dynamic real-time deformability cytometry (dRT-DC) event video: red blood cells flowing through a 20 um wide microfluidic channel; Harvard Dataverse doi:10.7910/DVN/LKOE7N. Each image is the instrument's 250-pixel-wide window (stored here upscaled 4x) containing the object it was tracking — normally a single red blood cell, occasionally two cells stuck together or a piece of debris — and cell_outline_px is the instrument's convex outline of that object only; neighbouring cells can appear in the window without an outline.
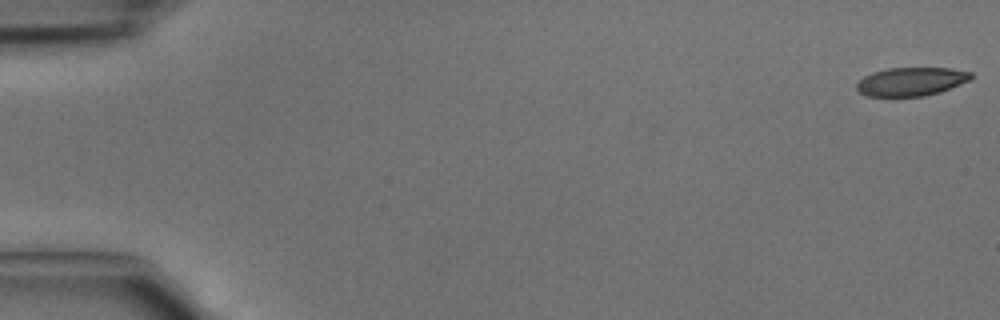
{"species": "common noctule bat (a hibernating species)", "species_latin": "Nyctalus noctula", "temperature_condition": "cold", "stored_images_in_passage": 6, "camera_frame_rate_fps": 3000, "um_per_image_px": 0.085, "animal": {"sex": "male", "body_mass_g": 15.6}, "frame": {"image": 1, "passage_image": 1, "time_ms": 0.0, "image_size_px": [1000, 320], "cell_outline_px": [[972, 80], [940, 92], [924, 96], [868, 96], [860, 92], [856, 88], [856, 84], [864, 76], [872, 72], [888, 68], [952, 68], [972, 72]], "centroid_in_image_um": [77.48, 6.93], "position_along_channel_um": 7.5, "area_um2": 19.07}}
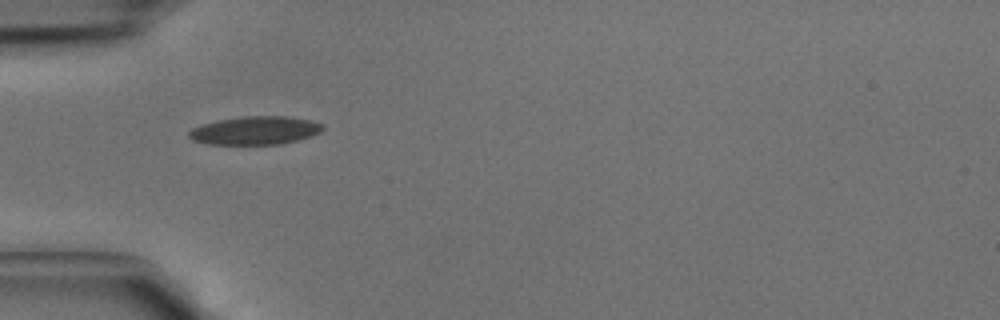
{"frame": {"image": 2, "passage_image": 4, "time_ms": 1.0, "image_size_px": [1000, 320], "cell_outline_px": [[324, 128], [320, 132], [312, 136], [280, 144], [208, 144], [192, 140], [188, 136], [188, 132], [192, 128], [200, 124], [240, 116], [288, 116], [308, 120], [324, 124]], "centroid_in_image_um": [21.67, 11.08], "position_along_channel_um": 63.3, "area_um2": 22.08}}
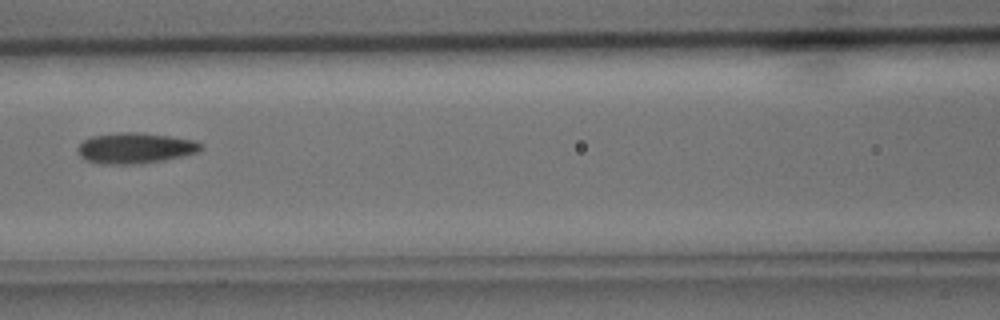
{"frame": {"image": 3, "passage_image": 6, "time_ms": 1.667, "image_size_px": [1000, 320], "cell_outline_px": [[204, 148], [200, 152], [184, 156], [164, 160], [140, 164], [100, 164], [88, 160], [80, 156], [80, 144], [84, 140], [92, 136], [116, 132], [144, 132], [196, 140], [204, 144]], "centroid_in_image_um": [11.59, 12.58], "position_along_channel_um": 155.0, "area_um2": 22.31}}